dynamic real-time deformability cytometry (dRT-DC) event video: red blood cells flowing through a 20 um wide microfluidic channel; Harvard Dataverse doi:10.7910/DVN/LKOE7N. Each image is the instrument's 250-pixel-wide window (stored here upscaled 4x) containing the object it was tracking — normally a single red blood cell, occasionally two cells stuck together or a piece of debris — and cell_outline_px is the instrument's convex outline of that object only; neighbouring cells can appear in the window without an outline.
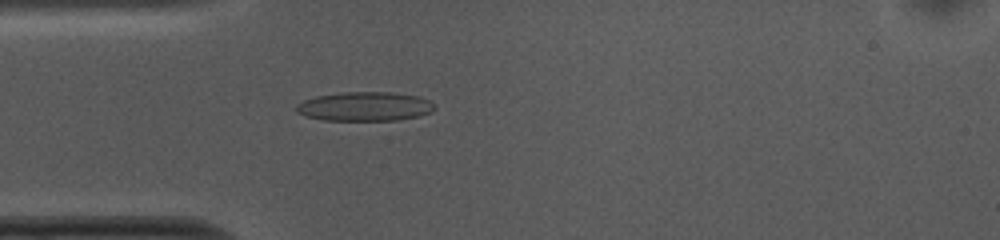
{"species": "common noctule bat (a hibernating species)", "species_latin": "Nyctalus noctula", "temperature_condition": "cold", "stored_images_in_passage": 51, "camera_frame_rate_fps": 3000, "um_per_image_px": 0.085, "animal": {"sex": "female", "body_mass_g": 10.0, "forearm_length_mm": 53.1}, "frame": {"image": 1, "passage_image": 13, "time_ms": 4.0, "image_size_px": [1000, 240], "cell_outline_px": [[436, 108], [432, 112], [420, 116], [400, 120], [324, 120], [304, 116], [296, 112], [296, 104], [304, 100], [316, 96], [344, 92], [392, 92], [420, 96], [428, 100]], "centroid_in_image_um": [31.02, 9.05], "position_along_channel_um": 54.0, "area_um2": 23.64}}
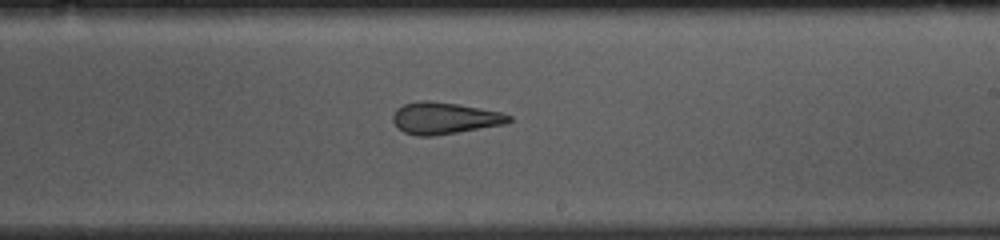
{"frame": {"image": 2, "passage_image": 29, "time_ms": 9.333, "image_size_px": [1000, 240], "cell_outline_px": [[512, 120], [504, 124], [432, 136], [416, 136], [404, 132], [392, 120], [392, 116], [396, 108], [404, 104], [416, 100], [428, 100], [460, 104], [500, 112], [512, 116]], "centroid_in_image_um": [37.75, 10.02], "position_along_channel_um": 251.2, "area_um2": 21.39}}
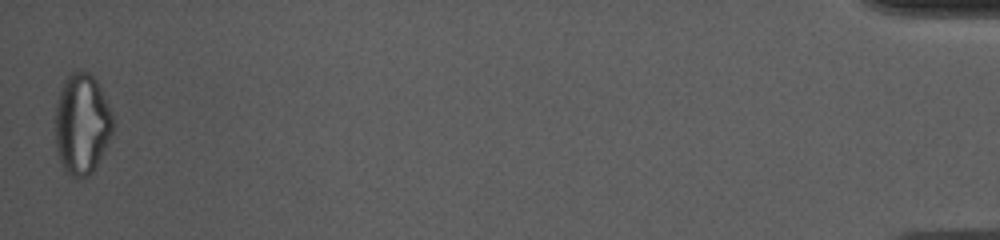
{"frame": {"image": 3, "passage_image": 51, "time_ms": 16.667, "image_size_px": [1000, 240], "cell_outline_px": [[116, 124], [92, 172], [88, 176], [72, 176], [64, 168], [60, 160], [56, 148], [56, 108], [60, 88], [64, 80], [72, 72], [88, 72], [96, 80], [112, 112]], "centroid_in_image_um": [6.97, 10.51], "position_along_channel_um": 428.2, "area_um2": 33.29}, "authors_computed_cell_mechanics": {"area_um2": 22.7732, "velocity_mm_per_s": 3.7504, "shape_relaxation_time_tau1_ms": null, "shape_relaxation_time_tau2_ms": 1.6531, "deformation_change_tau1": null, "deformation_change_tau2": 0.0955}}